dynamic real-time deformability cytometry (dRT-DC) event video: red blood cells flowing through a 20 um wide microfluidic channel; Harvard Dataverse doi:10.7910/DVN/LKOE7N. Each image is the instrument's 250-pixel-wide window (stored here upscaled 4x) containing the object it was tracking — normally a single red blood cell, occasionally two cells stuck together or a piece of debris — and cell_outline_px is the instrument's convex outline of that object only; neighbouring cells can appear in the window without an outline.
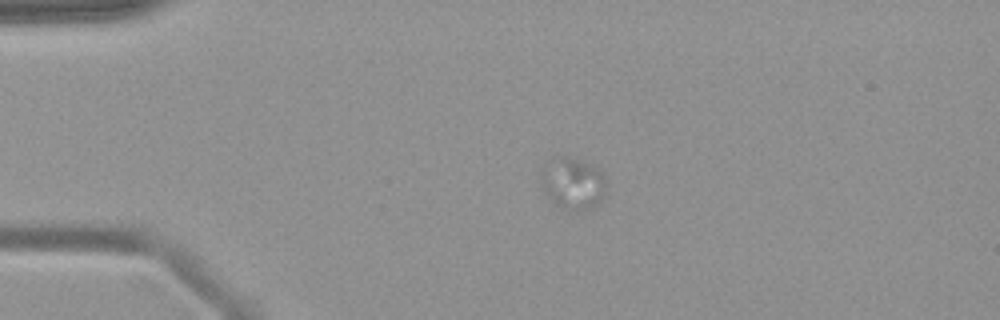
{"species": "common noctule bat (a hibernating species)", "species_latin": "Nyctalus noctula", "temperature_condition": "warm", "stored_images_in_passage": 54, "camera_frame_rate_fps": 3000, "um_per_image_px": 0.085, "animal": {"sex": "female", "body_mass_g": 19.9}, "frame": {"image": 1, "passage_image": 10, "time_ms": 3.0, "image_size_px": [1000, 320], "cell_outline_px": [[604, 196], [592, 208], [568, 212], [556, 204], [544, 192], [544, 164], [552, 156], [564, 156], [596, 164], [604, 176]], "centroid_in_image_um": [48.72, 15.57], "position_along_channel_um": 36.3, "area_um2": 19.54}}
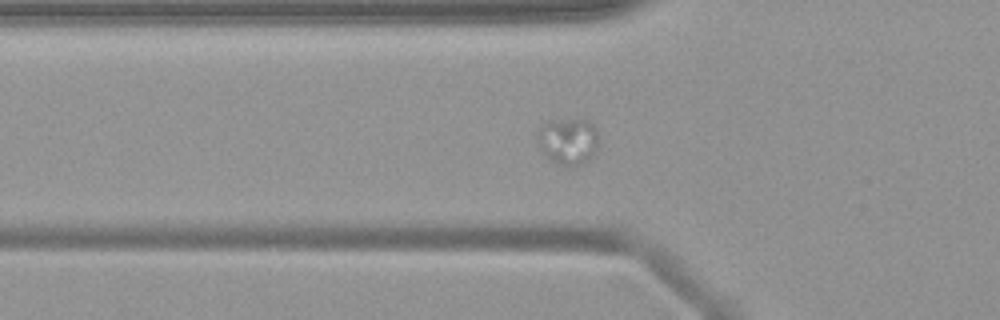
{"frame": {"image": 2, "passage_image": 17, "time_ms": 5.333, "image_size_px": [1000, 320], "cell_outline_px": [[600, 144], [596, 156], [592, 160], [576, 168], [568, 168], [548, 160], [540, 148], [536, 140], [536, 136], [540, 128], [548, 120], [588, 120], [596, 128], [600, 140]], "centroid_in_image_um": [48.35, 12.08], "position_along_channel_um": 77.4, "area_um2": 17.63}}
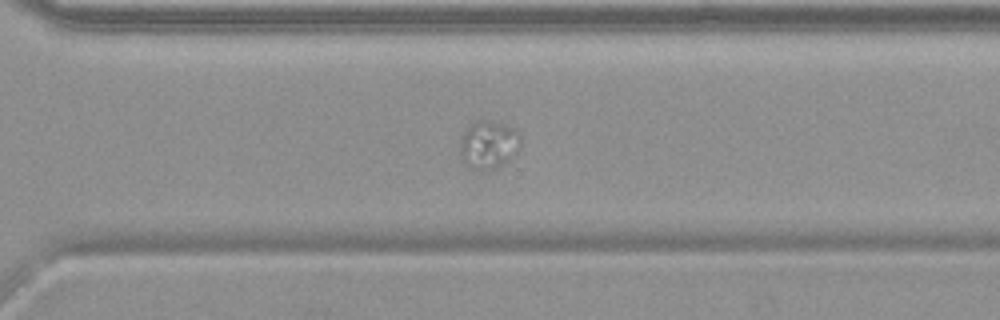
{"frame": {"image": 3, "passage_image": 38, "time_ms": 12.333, "image_size_px": [1000, 320], "cell_outline_px": [[520, 148], [508, 160], [496, 168], [472, 168], [464, 164], [460, 160], [460, 136], [472, 124], [480, 120], [484, 120], [504, 124], [516, 128], [520, 132]], "centroid_in_image_um": [41.53, 12.28], "position_along_channel_um": 329.1, "area_um2": 16.88}}